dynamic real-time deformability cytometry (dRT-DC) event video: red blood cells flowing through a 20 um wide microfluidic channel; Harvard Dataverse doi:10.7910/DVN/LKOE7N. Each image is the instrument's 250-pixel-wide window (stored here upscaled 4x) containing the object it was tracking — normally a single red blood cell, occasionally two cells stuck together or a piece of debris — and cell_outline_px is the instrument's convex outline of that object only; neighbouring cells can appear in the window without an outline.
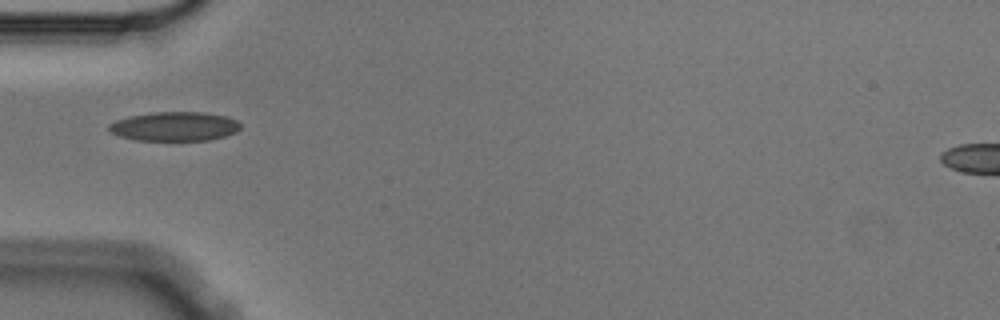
{"species": "Egyptian fruit bat (a non-hibernating species)", "species_latin": "Rousettus aegyptiacus", "temperature_condition": "cold", "stored_images_in_passage": 1, "camera_frame_rate_fps": 3000, "um_per_image_px": 0.085, "animal": {"sex": "male"}, "frame": {"image": 1, "passage_image": 1, "time_ms": 0.0, "image_size_px": [1000, 320], "cell_outline_px": [[240, 128], [236, 132], [224, 136], [208, 140], [136, 140], [120, 136], [112, 132], [108, 128], [108, 124], [116, 120], [128, 116], [152, 112], [204, 112], [228, 116], [236, 120], [240, 124]], "centroid_in_image_um": [14.84, 10.73], "position_along_channel_um": 70.2, "area_um2": 22.37}}